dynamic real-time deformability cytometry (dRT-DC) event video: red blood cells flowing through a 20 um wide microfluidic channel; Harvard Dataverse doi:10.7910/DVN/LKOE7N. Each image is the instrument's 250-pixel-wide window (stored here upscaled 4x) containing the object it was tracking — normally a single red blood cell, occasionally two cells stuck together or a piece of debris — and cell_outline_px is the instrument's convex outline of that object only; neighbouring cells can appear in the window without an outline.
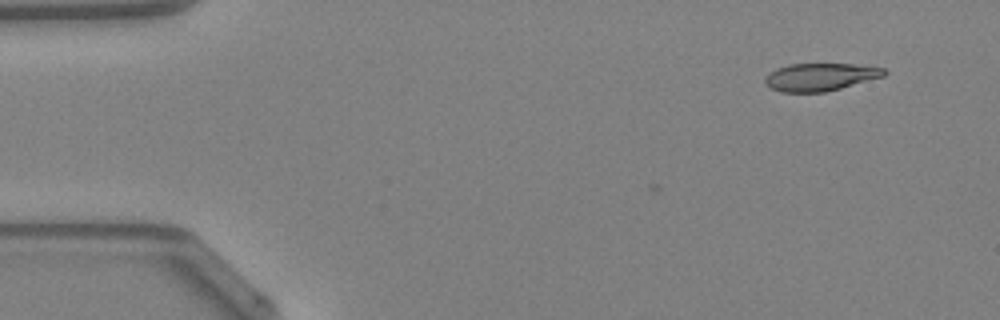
{"species": "Egyptian fruit bat (a non-hibernating species)", "species_latin": "Rousettus aegyptiacus", "temperature_condition": "warm", "stored_images_in_passage": 4, "camera_frame_rate_fps": 3000, "um_per_image_px": 0.085, "animal": {"sex": "female"}, "frame": {"image": 1, "passage_image": 4, "time_ms": 1.0, "image_size_px": [1000, 320], "cell_outline_px": [[888, 72], [884, 76], [840, 88], [824, 92], [780, 92], [768, 88], [764, 84], [764, 80], [776, 68], [788, 64], [852, 64], [884, 68]], "centroid_in_image_um": [69.69, 6.55], "position_along_channel_um": 15.3, "area_um2": 19.13}}